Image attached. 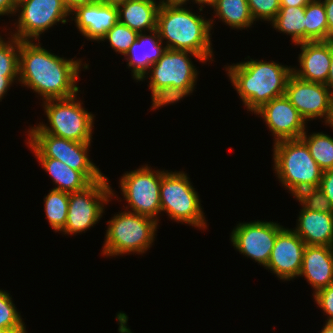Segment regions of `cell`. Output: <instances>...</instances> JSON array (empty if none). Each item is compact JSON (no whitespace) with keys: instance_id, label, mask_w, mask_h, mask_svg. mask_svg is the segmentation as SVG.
Returning <instances> with one entry per match:
<instances>
[{"instance_id":"obj_15","label":"cell","mask_w":333,"mask_h":333,"mask_svg":"<svg viewBox=\"0 0 333 333\" xmlns=\"http://www.w3.org/2000/svg\"><path fill=\"white\" fill-rule=\"evenodd\" d=\"M258 115L274 137V142L286 139H299L307 130V123L299 111L284 96L272 99L254 112Z\"/></svg>"},{"instance_id":"obj_42","label":"cell","mask_w":333,"mask_h":333,"mask_svg":"<svg viewBox=\"0 0 333 333\" xmlns=\"http://www.w3.org/2000/svg\"><path fill=\"white\" fill-rule=\"evenodd\" d=\"M190 0H159L160 5L164 6H186ZM194 2V0H191Z\"/></svg>"},{"instance_id":"obj_28","label":"cell","mask_w":333,"mask_h":333,"mask_svg":"<svg viewBox=\"0 0 333 333\" xmlns=\"http://www.w3.org/2000/svg\"><path fill=\"white\" fill-rule=\"evenodd\" d=\"M68 206V192L51 189L44 197V212L47 221L55 232H59L65 227Z\"/></svg>"},{"instance_id":"obj_46","label":"cell","mask_w":333,"mask_h":333,"mask_svg":"<svg viewBox=\"0 0 333 333\" xmlns=\"http://www.w3.org/2000/svg\"><path fill=\"white\" fill-rule=\"evenodd\" d=\"M326 126H329V127H331V129H333V106H332L331 119H330L329 123Z\"/></svg>"},{"instance_id":"obj_23","label":"cell","mask_w":333,"mask_h":333,"mask_svg":"<svg viewBox=\"0 0 333 333\" xmlns=\"http://www.w3.org/2000/svg\"><path fill=\"white\" fill-rule=\"evenodd\" d=\"M41 167L52 178L53 189L64 192L84 190L91 182L80 172L54 158H36Z\"/></svg>"},{"instance_id":"obj_11","label":"cell","mask_w":333,"mask_h":333,"mask_svg":"<svg viewBox=\"0 0 333 333\" xmlns=\"http://www.w3.org/2000/svg\"><path fill=\"white\" fill-rule=\"evenodd\" d=\"M162 170H154L148 164L126 171L119 182L125 210L153 218L159 222L161 214L160 184Z\"/></svg>"},{"instance_id":"obj_13","label":"cell","mask_w":333,"mask_h":333,"mask_svg":"<svg viewBox=\"0 0 333 333\" xmlns=\"http://www.w3.org/2000/svg\"><path fill=\"white\" fill-rule=\"evenodd\" d=\"M284 226L273 221L239 222L230 235L232 246L240 254L253 259L264 268L267 266L277 233Z\"/></svg>"},{"instance_id":"obj_43","label":"cell","mask_w":333,"mask_h":333,"mask_svg":"<svg viewBox=\"0 0 333 333\" xmlns=\"http://www.w3.org/2000/svg\"><path fill=\"white\" fill-rule=\"evenodd\" d=\"M216 0H194V4L198 5L199 12H203V7L210 6L215 2Z\"/></svg>"},{"instance_id":"obj_4","label":"cell","mask_w":333,"mask_h":333,"mask_svg":"<svg viewBox=\"0 0 333 333\" xmlns=\"http://www.w3.org/2000/svg\"><path fill=\"white\" fill-rule=\"evenodd\" d=\"M203 17L187 6L160 5L156 30L167 49L189 51L210 63L215 59L211 41L215 19Z\"/></svg>"},{"instance_id":"obj_2","label":"cell","mask_w":333,"mask_h":333,"mask_svg":"<svg viewBox=\"0 0 333 333\" xmlns=\"http://www.w3.org/2000/svg\"><path fill=\"white\" fill-rule=\"evenodd\" d=\"M245 59L248 60L227 64L224 68L244 107L253 114L265 103L284 96L294 66L250 56Z\"/></svg>"},{"instance_id":"obj_35","label":"cell","mask_w":333,"mask_h":333,"mask_svg":"<svg viewBox=\"0 0 333 333\" xmlns=\"http://www.w3.org/2000/svg\"><path fill=\"white\" fill-rule=\"evenodd\" d=\"M319 188L329 199L333 207V169L323 171Z\"/></svg>"},{"instance_id":"obj_5","label":"cell","mask_w":333,"mask_h":333,"mask_svg":"<svg viewBox=\"0 0 333 333\" xmlns=\"http://www.w3.org/2000/svg\"><path fill=\"white\" fill-rule=\"evenodd\" d=\"M272 151L274 173L289 194L295 197L302 190L319 187L323 170L301 138L277 141Z\"/></svg>"},{"instance_id":"obj_14","label":"cell","mask_w":333,"mask_h":333,"mask_svg":"<svg viewBox=\"0 0 333 333\" xmlns=\"http://www.w3.org/2000/svg\"><path fill=\"white\" fill-rule=\"evenodd\" d=\"M284 95L306 122L318 118L321 121L323 119L325 125L329 123L333 96L325 84L305 81L292 73L287 81Z\"/></svg>"},{"instance_id":"obj_37","label":"cell","mask_w":333,"mask_h":333,"mask_svg":"<svg viewBox=\"0 0 333 333\" xmlns=\"http://www.w3.org/2000/svg\"><path fill=\"white\" fill-rule=\"evenodd\" d=\"M328 22V40H333V0H322Z\"/></svg>"},{"instance_id":"obj_29","label":"cell","mask_w":333,"mask_h":333,"mask_svg":"<svg viewBox=\"0 0 333 333\" xmlns=\"http://www.w3.org/2000/svg\"><path fill=\"white\" fill-rule=\"evenodd\" d=\"M8 291L0 289V328L7 333H28L21 313Z\"/></svg>"},{"instance_id":"obj_7","label":"cell","mask_w":333,"mask_h":333,"mask_svg":"<svg viewBox=\"0 0 333 333\" xmlns=\"http://www.w3.org/2000/svg\"><path fill=\"white\" fill-rule=\"evenodd\" d=\"M77 95L79 94L43 101L42 106L48 124L42 121L36 126H31L26 133H47L76 142H93L96 116L82 106L84 103Z\"/></svg>"},{"instance_id":"obj_34","label":"cell","mask_w":333,"mask_h":333,"mask_svg":"<svg viewBox=\"0 0 333 333\" xmlns=\"http://www.w3.org/2000/svg\"><path fill=\"white\" fill-rule=\"evenodd\" d=\"M317 307L327 315V323H333V284L324 287L312 294Z\"/></svg>"},{"instance_id":"obj_32","label":"cell","mask_w":333,"mask_h":333,"mask_svg":"<svg viewBox=\"0 0 333 333\" xmlns=\"http://www.w3.org/2000/svg\"><path fill=\"white\" fill-rule=\"evenodd\" d=\"M294 198L304 209L333 213V207L329 199L319 187L302 190Z\"/></svg>"},{"instance_id":"obj_26","label":"cell","mask_w":333,"mask_h":333,"mask_svg":"<svg viewBox=\"0 0 333 333\" xmlns=\"http://www.w3.org/2000/svg\"><path fill=\"white\" fill-rule=\"evenodd\" d=\"M328 22L322 0H312L305 6V42L327 41Z\"/></svg>"},{"instance_id":"obj_3","label":"cell","mask_w":333,"mask_h":333,"mask_svg":"<svg viewBox=\"0 0 333 333\" xmlns=\"http://www.w3.org/2000/svg\"><path fill=\"white\" fill-rule=\"evenodd\" d=\"M191 57L202 64L207 63L195 53L166 49L143 76L140 81L150 80L148 85L152 100L150 110H159L163 106L177 104L184 97L192 95L196 89L199 73Z\"/></svg>"},{"instance_id":"obj_31","label":"cell","mask_w":333,"mask_h":333,"mask_svg":"<svg viewBox=\"0 0 333 333\" xmlns=\"http://www.w3.org/2000/svg\"><path fill=\"white\" fill-rule=\"evenodd\" d=\"M138 32L119 21L101 38L99 42H109L117 54L125 56L130 46L136 41Z\"/></svg>"},{"instance_id":"obj_25","label":"cell","mask_w":333,"mask_h":333,"mask_svg":"<svg viewBox=\"0 0 333 333\" xmlns=\"http://www.w3.org/2000/svg\"><path fill=\"white\" fill-rule=\"evenodd\" d=\"M270 25L276 31L290 36L294 46L305 42V6L280 7Z\"/></svg>"},{"instance_id":"obj_41","label":"cell","mask_w":333,"mask_h":333,"mask_svg":"<svg viewBox=\"0 0 333 333\" xmlns=\"http://www.w3.org/2000/svg\"><path fill=\"white\" fill-rule=\"evenodd\" d=\"M325 86L329 89L331 95L333 96V40H332V54H331L329 75L325 82Z\"/></svg>"},{"instance_id":"obj_17","label":"cell","mask_w":333,"mask_h":333,"mask_svg":"<svg viewBox=\"0 0 333 333\" xmlns=\"http://www.w3.org/2000/svg\"><path fill=\"white\" fill-rule=\"evenodd\" d=\"M77 30L88 41H99L118 22V9L115 5L94 2L77 7L70 13Z\"/></svg>"},{"instance_id":"obj_22","label":"cell","mask_w":333,"mask_h":333,"mask_svg":"<svg viewBox=\"0 0 333 333\" xmlns=\"http://www.w3.org/2000/svg\"><path fill=\"white\" fill-rule=\"evenodd\" d=\"M159 7L156 0H128L117 5L118 21L138 33L155 30Z\"/></svg>"},{"instance_id":"obj_40","label":"cell","mask_w":333,"mask_h":333,"mask_svg":"<svg viewBox=\"0 0 333 333\" xmlns=\"http://www.w3.org/2000/svg\"><path fill=\"white\" fill-rule=\"evenodd\" d=\"M312 0H280L281 7H299V6H306Z\"/></svg>"},{"instance_id":"obj_21","label":"cell","mask_w":333,"mask_h":333,"mask_svg":"<svg viewBox=\"0 0 333 333\" xmlns=\"http://www.w3.org/2000/svg\"><path fill=\"white\" fill-rule=\"evenodd\" d=\"M297 218L292 230L305 245L333 247V213L311 211L301 206Z\"/></svg>"},{"instance_id":"obj_24","label":"cell","mask_w":333,"mask_h":333,"mask_svg":"<svg viewBox=\"0 0 333 333\" xmlns=\"http://www.w3.org/2000/svg\"><path fill=\"white\" fill-rule=\"evenodd\" d=\"M217 17L232 29H248L254 24L247 0H216L211 7Z\"/></svg>"},{"instance_id":"obj_39","label":"cell","mask_w":333,"mask_h":333,"mask_svg":"<svg viewBox=\"0 0 333 333\" xmlns=\"http://www.w3.org/2000/svg\"><path fill=\"white\" fill-rule=\"evenodd\" d=\"M62 1L67 10L69 11V13L74 11L77 7L94 3L93 0H62Z\"/></svg>"},{"instance_id":"obj_44","label":"cell","mask_w":333,"mask_h":333,"mask_svg":"<svg viewBox=\"0 0 333 333\" xmlns=\"http://www.w3.org/2000/svg\"><path fill=\"white\" fill-rule=\"evenodd\" d=\"M323 329L320 331V333H333V323H324Z\"/></svg>"},{"instance_id":"obj_6","label":"cell","mask_w":333,"mask_h":333,"mask_svg":"<svg viewBox=\"0 0 333 333\" xmlns=\"http://www.w3.org/2000/svg\"><path fill=\"white\" fill-rule=\"evenodd\" d=\"M101 254L106 257L138 254L143 256L155 241L158 221L153 218L120 211L107 221Z\"/></svg>"},{"instance_id":"obj_48","label":"cell","mask_w":333,"mask_h":333,"mask_svg":"<svg viewBox=\"0 0 333 333\" xmlns=\"http://www.w3.org/2000/svg\"><path fill=\"white\" fill-rule=\"evenodd\" d=\"M94 2H103L104 3V0H93Z\"/></svg>"},{"instance_id":"obj_8","label":"cell","mask_w":333,"mask_h":333,"mask_svg":"<svg viewBox=\"0 0 333 333\" xmlns=\"http://www.w3.org/2000/svg\"><path fill=\"white\" fill-rule=\"evenodd\" d=\"M160 205L161 213L177 223L203 231L208 227L200 196L183 171L162 170Z\"/></svg>"},{"instance_id":"obj_38","label":"cell","mask_w":333,"mask_h":333,"mask_svg":"<svg viewBox=\"0 0 333 333\" xmlns=\"http://www.w3.org/2000/svg\"><path fill=\"white\" fill-rule=\"evenodd\" d=\"M17 7V0H0V16H14Z\"/></svg>"},{"instance_id":"obj_12","label":"cell","mask_w":333,"mask_h":333,"mask_svg":"<svg viewBox=\"0 0 333 333\" xmlns=\"http://www.w3.org/2000/svg\"><path fill=\"white\" fill-rule=\"evenodd\" d=\"M15 14L16 30L8 35L20 41H40L42 33L58 23H68L71 17L62 0H17Z\"/></svg>"},{"instance_id":"obj_16","label":"cell","mask_w":333,"mask_h":333,"mask_svg":"<svg viewBox=\"0 0 333 333\" xmlns=\"http://www.w3.org/2000/svg\"><path fill=\"white\" fill-rule=\"evenodd\" d=\"M305 247V242L292 229L283 227L277 233L265 269L274 273L279 280H295L301 270Z\"/></svg>"},{"instance_id":"obj_47","label":"cell","mask_w":333,"mask_h":333,"mask_svg":"<svg viewBox=\"0 0 333 333\" xmlns=\"http://www.w3.org/2000/svg\"><path fill=\"white\" fill-rule=\"evenodd\" d=\"M0 333H7L3 328H0Z\"/></svg>"},{"instance_id":"obj_30","label":"cell","mask_w":333,"mask_h":333,"mask_svg":"<svg viewBox=\"0 0 333 333\" xmlns=\"http://www.w3.org/2000/svg\"><path fill=\"white\" fill-rule=\"evenodd\" d=\"M9 36L0 35V75H19L20 40Z\"/></svg>"},{"instance_id":"obj_9","label":"cell","mask_w":333,"mask_h":333,"mask_svg":"<svg viewBox=\"0 0 333 333\" xmlns=\"http://www.w3.org/2000/svg\"><path fill=\"white\" fill-rule=\"evenodd\" d=\"M27 146L36 158H54L80 171L91 183L105 175L89 158L91 142H76L47 133H27Z\"/></svg>"},{"instance_id":"obj_45","label":"cell","mask_w":333,"mask_h":333,"mask_svg":"<svg viewBox=\"0 0 333 333\" xmlns=\"http://www.w3.org/2000/svg\"><path fill=\"white\" fill-rule=\"evenodd\" d=\"M128 0H104V4H110V5H119V4H122L124 2H126Z\"/></svg>"},{"instance_id":"obj_27","label":"cell","mask_w":333,"mask_h":333,"mask_svg":"<svg viewBox=\"0 0 333 333\" xmlns=\"http://www.w3.org/2000/svg\"><path fill=\"white\" fill-rule=\"evenodd\" d=\"M308 128L300 137L308 146L313 159L323 170L333 169V138L323 132L308 135Z\"/></svg>"},{"instance_id":"obj_36","label":"cell","mask_w":333,"mask_h":333,"mask_svg":"<svg viewBox=\"0 0 333 333\" xmlns=\"http://www.w3.org/2000/svg\"><path fill=\"white\" fill-rule=\"evenodd\" d=\"M14 82H19V75H0V102Z\"/></svg>"},{"instance_id":"obj_18","label":"cell","mask_w":333,"mask_h":333,"mask_svg":"<svg viewBox=\"0 0 333 333\" xmlns=\"http://www.w3.org/2000/svg\"><path fill=\"white\" fill-rule=\"evenodd\" d=\"M296 45L300 46L301 51L298 54L300 68L295 66L292 73L302 80L325 84L329 75L332 40L308 41Z\"/></svg>"},{"instance_id":"obj_33","label":"cell","mask_w":333,"mask_h":333,"mask_svg":"<svg viewBox=\"0 0 333 333\" xmlns=\"http://www.w3.org/2000/svg\"><path fill=\"white\" fill-rule=\"evenodd\" d=\"M251 15L256 21L271 23L280 9V0H247Z\"/></svg>"},{"instance_id":"obj_1","label":"cell","mask_w":333,"mask_h":333,"mask_svg":"<svg viewBox=\"0 0 333 333\" xmlns=\"http://www.w3.org/2000/svg\"><path fill=\"white\" fill-rule=\"evenodd\" d=\"M35 42L20 41L19 84L32 89L42 101L78 94L81 69L87 70L89 65L82 58L60 57L44 48L40 41Z\"/></svg>"},{"instance_id":"obj_19","label":"cell","mask_w":333,"mask_h":333,"mask_svg":"<svg viewBox=\"0 0 333 333\" xmlns=\"http://www.w3.org/2000/svg\"><path fill=\"white\" fill-rule=\"evenodd\" d=\"M148 33H139L136 41L124 56L128 69H131V76L136 82H140L167 49L156 29Z\"/></svg>"},{"instance_id":"obj_20","label":"cell","mask_w":333,"mask_h":333,"mask_svg":"<svg viewBox=\"0 0 333 333\" xmlns=\"http://www.w3.org/2000/svg\"><path fill=\"white\" fill-rule=\"evenodd\" d=\"M298 277H304L313 293L333 284V247L306 245Z\"/></svg>"},{"instance_id":"obj_10","label":"cell","mask_w":333,"mask_h":333,"mask_svg":"<svg viewBox=\"0 0 333 333\" xmlns=\"http://www.w3.org/2000/svg\"><path fill=\"white\" fill-rule=\"evenodd\" d=\"M108 180L109 178L104 176L84 190L69 193L66 225L60 231L63 235H76L90 230L99 223L111 199L115 197L117 200L120 199Z\"/></svg>"}]
</instances>
